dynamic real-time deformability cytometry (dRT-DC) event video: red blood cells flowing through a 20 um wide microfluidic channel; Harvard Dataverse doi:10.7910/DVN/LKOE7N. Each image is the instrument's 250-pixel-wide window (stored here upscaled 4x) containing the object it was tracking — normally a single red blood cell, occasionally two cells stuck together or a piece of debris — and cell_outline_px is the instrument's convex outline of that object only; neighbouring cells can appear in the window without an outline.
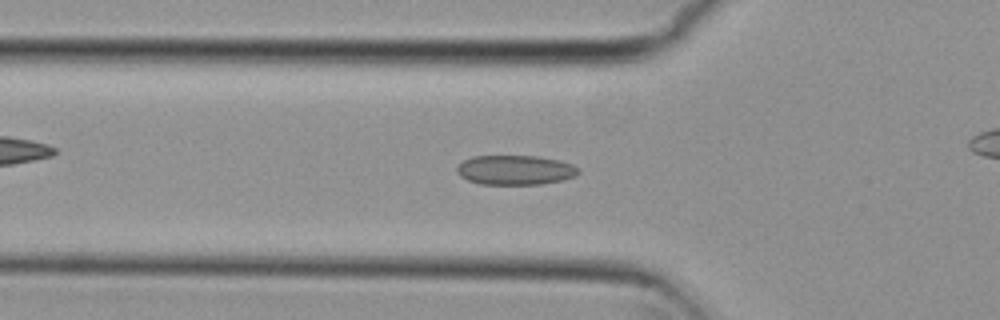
{"species": "common noctule bat (a hibernating species)", "species_latin": "Nyctalus noctula", "temperature_condition": "cold", "stored_images_in_passage": 40, "camera_frame_rate_fps": 3000, "um_per_image_px": 0.085, "animal": {"sex": "female", "body_mass_g": 29.2, "forearm_length_mm": 56.3}, "frame": {"image": 1, "passage_image": 14, "time_ms": 4.333, "image_size_px": [1000, 320], "cell_outline_px": [[580, 172], [576, 176], [560, 180], [540, 184], [480, 184], [468, 180], [460, 176], [456, 172], [456, 168], [464, 160], [472, 156], [536, 156], [560, 160], [572, 164], [580, 168]], "centroid_in_image_um": [43.8, 14.45], "position_along_channel_um": 82.0, "area_um2": 20.98}}
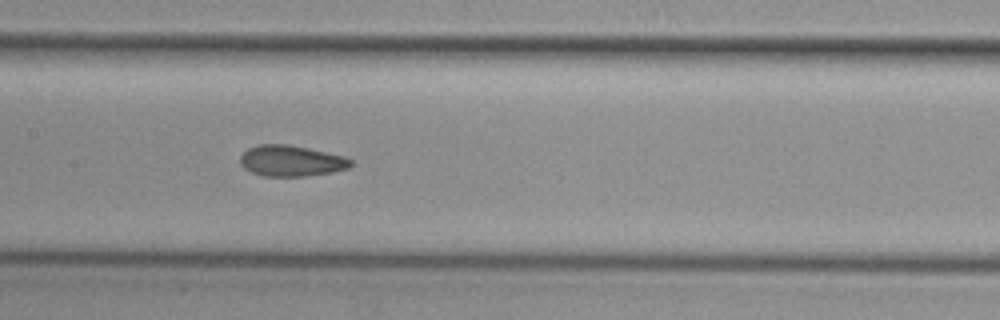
{"frame": {"image": 2, "passage_image": 22, "time_ms": 7.0, "image_size_px": [1000, 320], "cell_outline_px": [[352, 164], [348, 168], [332, 172], [304, 176], [264, 176], [252, 172], [244, 168], [240, 164], [240, 156], [248, 148], [260, 144], [288, 144], [308, 148], [344, 156], [352, 160]], "centroid_in_image_um": [24.74, 13.67], "position_along_channel_um": 182.7, "area_um2": 19.88}}
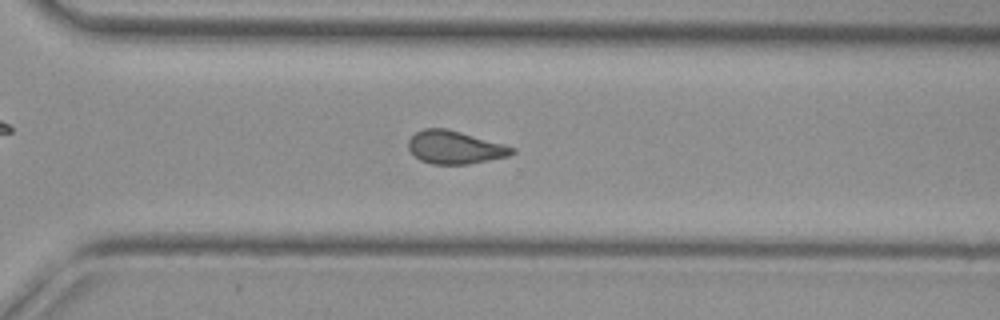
{"frame": {"image": 3, "passage_image": 34, "time_ms": 11.0, "image_size_px": [1000, 320], "cell_outline_px": [[516, 152], [512, 156], [468, 164], [432, 164], [420, 160], [408, 148], [408, 140], [416, 132], [424, 128], [444, 128], [460, 132], [516, 148]], "centroid_in_image_um": [38.68, 12.54], "position_along_channel_um": 331.9, "area_um2": 19.83}}